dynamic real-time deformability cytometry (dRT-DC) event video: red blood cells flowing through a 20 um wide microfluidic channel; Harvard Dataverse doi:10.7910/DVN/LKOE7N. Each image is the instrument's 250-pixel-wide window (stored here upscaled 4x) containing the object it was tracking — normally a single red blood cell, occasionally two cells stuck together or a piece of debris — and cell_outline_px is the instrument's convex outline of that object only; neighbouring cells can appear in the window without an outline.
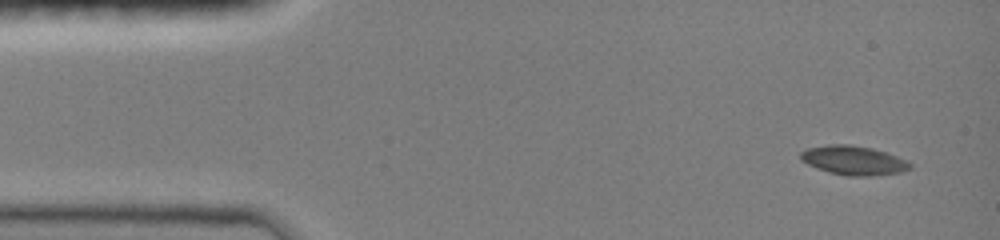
{"species": "common noctule bat (a hibernating species)", "species_latin": "Nyctalus noctula", "temperature_condition": "room temperature", "stored_images_in_passage": 24, "camera_frame_rate_fps": 3000, "um_per_image_px": 0.085, "animal": {"sex": "female", "body_mass_g": 19.0, "forearm_length_mm": 51.5}, "frame": {"image": 1, "passage_image": 1, "time_ms": 0.0, "image_size_px": [1000, 240], "cell_outline_px": [[912, 168], [900, 172], [872, 176], [848, 176], [828, 172], [816, 168], [800, 160], [800, 152], [808, 148], [828, 144], [848, 144], [872, 148], [908, 160], [912, 164]], "centroid_in_image_um": [72.55, 13.63], "position_along_channel_um": 12.5, "area_um2": 18.67}}
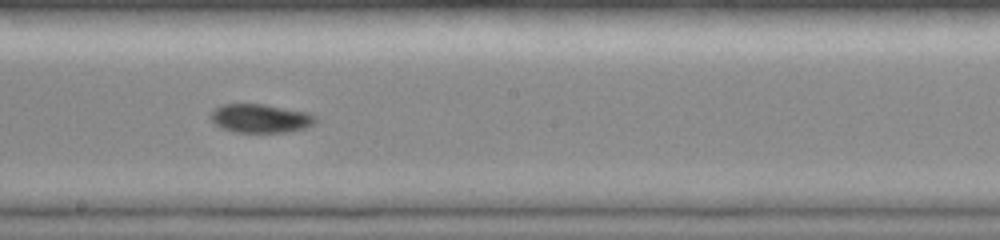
{"frame": {"image": 2, "passage_image": 14, "time_ms": 7.667, "image_size_px": [1000, 240], "cell_outline_px": [[316, 124], [304, 128], [284, 132], [236, 132], [224, 128], [216, 124], [208, 116], [216, 108], [224, 104], [264, 104], [308, 112], [316, 116]], "centroid_in_image_um": [22.17, 10.05], "position_along_channel_um": 226.0, "area_um2": 17.4}}
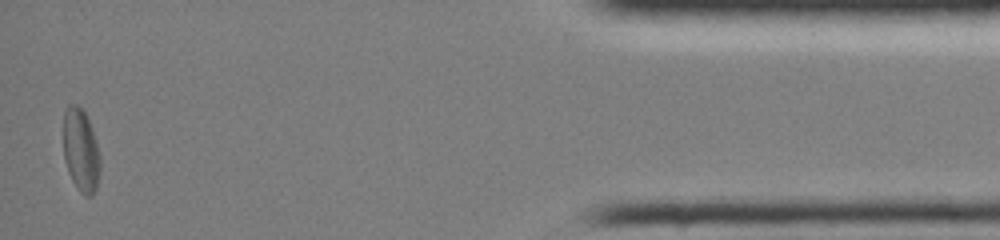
{"frame": {"image": 3, "passage_image": 24, "time_ms": 14.333, "image_size_px": [1000, 240], "cell_outline_px": [[100, 172], [96, 188], [92, 196], [84, 196], [76, 188], [68, 172], [64, 160], [64, 108], [68, 104], [76, 104], [84, 112], [92, 128], [96, 140], [100, 156]], "centroid_in_image_um": [6.87, 12.8], "position_along_channel_um": 428.3, "area_um2": 17.98}}